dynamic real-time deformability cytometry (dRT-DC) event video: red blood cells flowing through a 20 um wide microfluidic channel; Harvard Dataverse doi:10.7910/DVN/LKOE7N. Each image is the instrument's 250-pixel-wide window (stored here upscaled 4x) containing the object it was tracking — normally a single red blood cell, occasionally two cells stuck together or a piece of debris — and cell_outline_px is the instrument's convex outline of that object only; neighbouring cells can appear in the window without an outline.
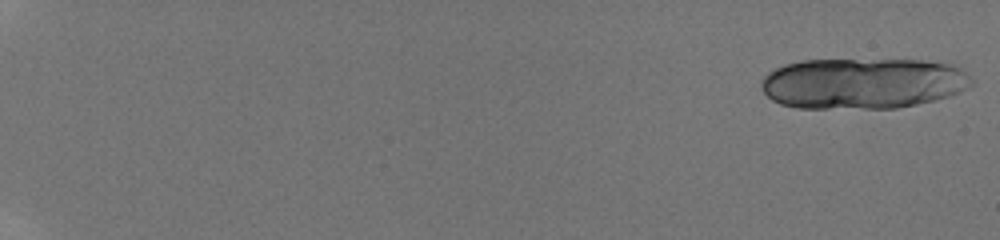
{"species": "human", "species_latin": "Homo sapiens", "temperature_condition": "room temperature", "stored_images_in_passage": 6, "camera_frame_rate_fps": 3000, "um_per_image_px": 0.085, "donor": {"sex": "male"}, "frame": {"image": 1, "passage_image": 1, "time_ms": 0.0, "image_size_px": [1000, 240], "cell_outline_px": [[976, 84], [960, 92], [936, 100], [896, 108], [796, 108], [780, 104], [772, 100], [760, 88], [760, 80], [768, 72], [784, 64], [800, 60], [920, 60], [948, 64], [960, 68], [972, 76]], "centroid_in_image_um": [73.34, 7.08], "position_along_channel_um": 11.7, "area_um2": 62.94}}